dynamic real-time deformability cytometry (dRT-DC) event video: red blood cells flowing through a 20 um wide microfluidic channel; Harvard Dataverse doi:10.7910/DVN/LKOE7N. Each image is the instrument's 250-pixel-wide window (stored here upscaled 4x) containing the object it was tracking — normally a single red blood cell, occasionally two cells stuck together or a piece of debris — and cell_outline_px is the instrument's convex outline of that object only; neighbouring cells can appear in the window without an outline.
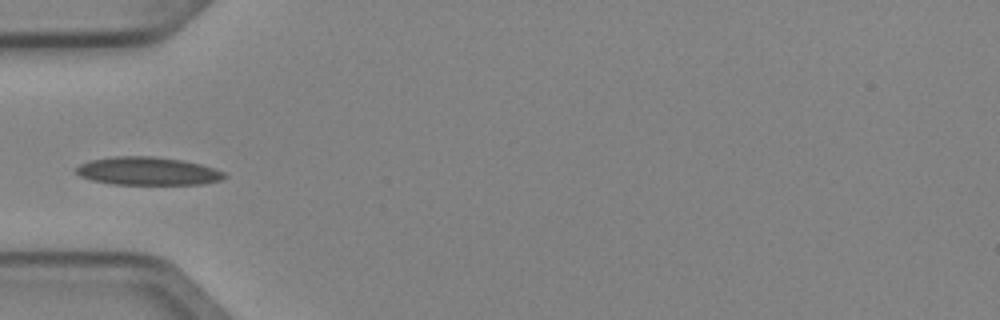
{"species": "Egyptian fruit bat (a non-hibernating species)", "species_latin": "Rousettus aegyptiacus", "temperature_condition": "cold", "stored_images_in_passage": 4, "camera_frame_rate_fps": 3000, "um_per_image_px": 0.085, "animal": {"sex": "female"}, "frame": {"image": 1, "passage_image": 3, "time_ms": 0.667, "image_size_px": [1000, 320], "cell_outline_px": [[228, 176], [224, 180], [204, 184], [112, 184], [92, 180], [80, 176], [76, 172], [76, 168], [80, 164], [92, 160], [116, 156], [152, 156], [184, 160], [200, 164], [224, 172]], "centroid_in_image_um": [12.6, 14.55], "position_along_channel_um": 72.4, "area_um2": 24.28}}
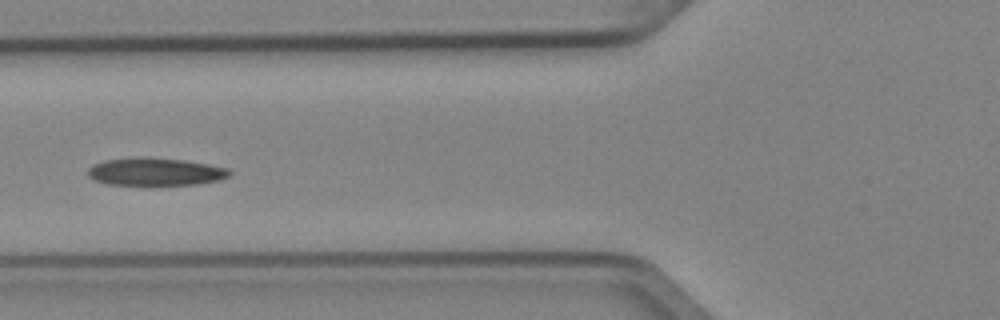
{"frame": {"image": 2, "passage_image": 4, "time_ms": 1.0, "image_size_px": [1000, 320], "cell_outline_px": [[232, 172], [228, 176], [220, 180], [196, 184], [144, 188], [108, 184], [96, 180], [88, 176], [88, 168], [92, 164], [104, 160], [140, 156], [184, 160], [208, 164], [228, 168]], "centroid_in_image_um": [13.17, 14.64], "position_along_channel_um": 112.6, "area_um2": 24.04}}